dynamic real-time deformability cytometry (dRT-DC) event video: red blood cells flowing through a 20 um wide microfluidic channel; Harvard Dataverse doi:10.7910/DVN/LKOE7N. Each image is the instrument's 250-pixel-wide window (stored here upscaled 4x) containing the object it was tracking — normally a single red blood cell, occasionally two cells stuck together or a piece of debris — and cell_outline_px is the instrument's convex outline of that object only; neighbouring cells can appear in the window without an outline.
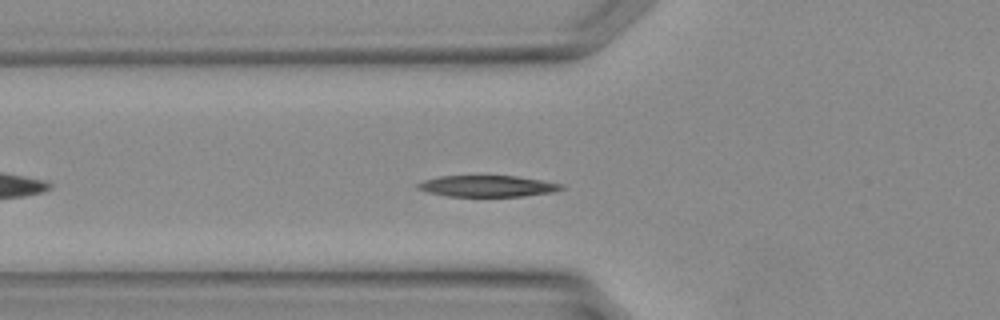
{"species": "Egyptian fruit bat (a non-hibernating species)", "species_latin": "Rousettus aegyptiacus", "temperature_condition": "warm", "stored_images_in_passage": 28, "camera_frame_rate_fps": 3000, "um_per_image_px": 0.085, "animal": {"sex": "female"}, "frame": {"image": 1, "passage_image": 5, "time_ms": 1.333, "image_size_px": [1000, 320], "cell_outline_px": [[564, 188], [552, 192], [524, 196], [448, 196], [428, 192], [416, 188], [416, 184], [424, 180], [440, 176], [516, 176], [564, 184]], "centroid_in_image_um": [41.42, 15.82], "position_along_channel_um": 84.4, "area_um2": 17.69}}
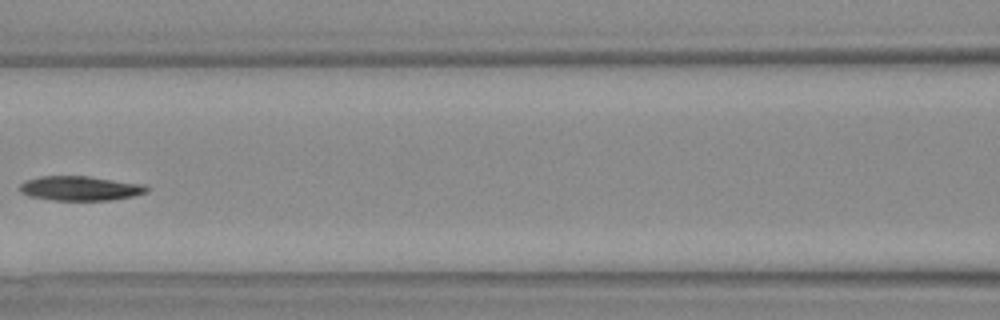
{"frame": {"image": 2, "passage_image": 9, "time_ms": 2.667, "image_size_px": [1000, 320], "cell_outline_px": [[148, 192], [132, 196], [108, 200], [52, 200], [28, 196], [20, 192], [20, 184], [28, 180], [40, 176], [88, 176], [144, 184], [148, 188]], "centroid_in_image_um": [6.81, 16.01], "position_along_channel_um": 159.8, "area_um2": 18.03}}